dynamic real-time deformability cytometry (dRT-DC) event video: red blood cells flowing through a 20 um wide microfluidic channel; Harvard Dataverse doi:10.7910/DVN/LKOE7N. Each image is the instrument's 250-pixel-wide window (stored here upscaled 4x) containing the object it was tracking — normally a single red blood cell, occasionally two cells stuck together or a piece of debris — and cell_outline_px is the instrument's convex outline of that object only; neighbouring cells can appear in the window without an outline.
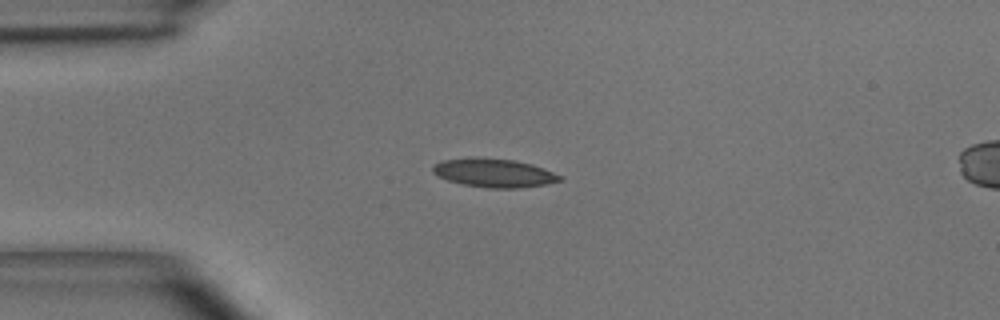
{"species": "common noctule bat (a hibernating species)", "species_latin": "Nyctalus noctula", "temperature_condition": "room temperature", "stored_images_in_passage": 48, "camera_frame_rate_fps": 3000, "um_per_image_px": 0.085, "animal": {"sex": "male", "body_mass_g": 15.6}, "frame": {"image": 1, "passage_image": 11, "time_ms": 3.333, "image_size_px": [1000, 320], "cell_outline_px": [[564, 180], [544, 184], [520, 188], [488, 188], [464, 184], [448, 180], [432, 172], [432, 168], [436, 164], [444, 160], [476, 156], [512, 160], [532, 164], [544, 168], [564, 176]], "centroid_in_image_um": [42.04, 14.69], "position_along_channel_um": 43.0, "area_um2": 21.21}}
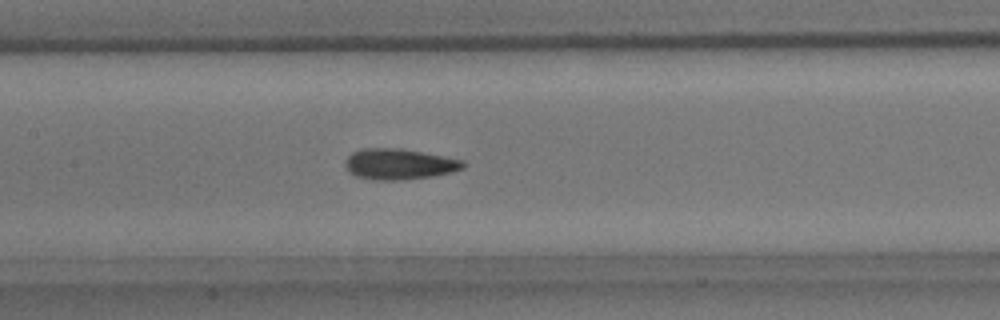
{"frame": {"image": 2, "passage_image": 22, "time_ms": 7.0, "image_size_px": [1000, 320], "cell_outline_px": [[464, 168], [452, 172], [432, 176], [404, 180], [376, 180], [356, 176], [348, 172], [344, 164], [348, 156], [352, 152], [364, 148], [400, 148], [464, 160]], "centroid_in_image_um": [33.91, 13.95], "position_along_channel_um": 173.5, "area_um2": 21.15}}
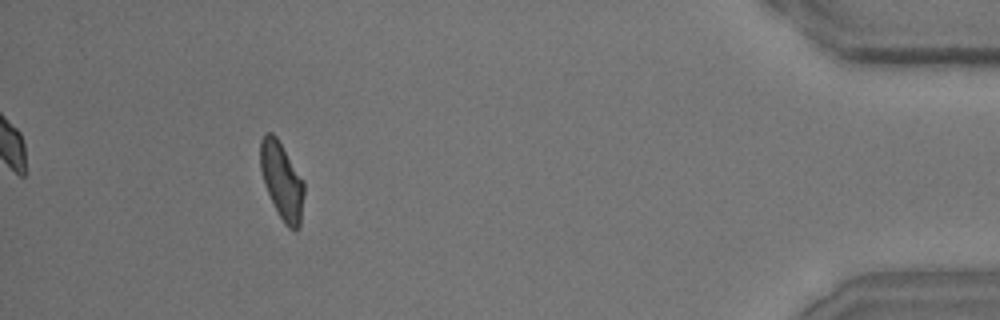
{"frame": {"image": 3, "passage_image": 44, "time_ms": 14.333, "image_size_px": [1000, 320], "cell_outline_px": [[304, 196], [300, 224], [296, 232], [288, 228], [284, 224], [264, 184], [260, 168], [260, 140], [264, 132], [272, 132], [276, 136], [304, 180]], "centroid_in_image_um": [23.96, 15.35], "position_along_channel_um": 411.2, "area_um2": 19.65}, "authors_computed_cell_mechanics": {"area_um2": 20.1722, "velocity_mm_per_s": 4.0576, "shape_relaxation_time_tau1_ms": 3.5637, "shape_relaxation_time_tau2_ms": 2.2045, "deformation_change_tau1": 0.1556, "deformation_change_tau2": 0.0985}}